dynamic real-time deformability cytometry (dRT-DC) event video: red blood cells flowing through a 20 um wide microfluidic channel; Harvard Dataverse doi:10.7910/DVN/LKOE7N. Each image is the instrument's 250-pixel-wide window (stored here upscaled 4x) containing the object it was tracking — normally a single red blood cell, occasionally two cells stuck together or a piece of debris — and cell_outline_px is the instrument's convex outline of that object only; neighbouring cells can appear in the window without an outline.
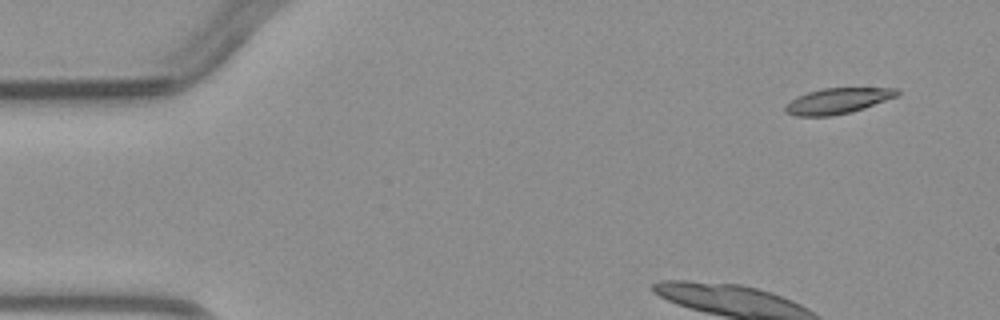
{"species": "common noctule bat (a hibernating species)", "species_latin": "Nyctalus noctula", "temperature_condition": "warm", "stored_images_in_passage": 5, "camera_frame_rate_fps": 3000, "um_per_image_px": 0.085, "animal": {"sex": "male", "body_mass_g": 23.1, "forearm_length_mm": 52.7}, "frame": {"image": 1, "passage_image": 5, "time_ms": 6.0, "image_size_px": [1000, 320], "cell_outline_px": [[900, 96], [852, 112], [832, 116], [796, 116], [784, 112], [784, 104], [796, 96], [808, 92], [824, 88], [896, 88], [900, 92]], "centroid_in_image_um": [71.19, 8.58], "position_along_channel_um": 13.8, "area_um2": 16.99}}